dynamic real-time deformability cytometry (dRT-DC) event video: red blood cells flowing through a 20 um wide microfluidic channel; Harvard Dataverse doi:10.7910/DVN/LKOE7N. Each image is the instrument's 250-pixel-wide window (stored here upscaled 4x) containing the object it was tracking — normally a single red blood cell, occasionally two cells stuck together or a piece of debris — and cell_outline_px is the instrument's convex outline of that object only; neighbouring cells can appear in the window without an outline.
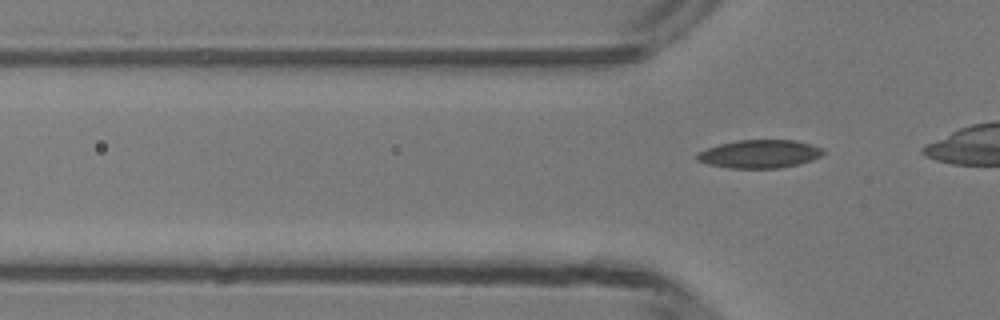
{"species": "common noctule bat (a hibernating species)", "species_latin": "Nyctalus noctula", "temperature_condition": "room temperature", "stored_images_in_passage": 2, "camera_frame_rate_fps": 3000, "um_per_image_px": 0.085, "animal": {"sex": "male", "body_mass_g": 13.3}, "frame": {"image": 1, "passage_image": 2, "time_ms": 2.0, "image_size_px": [1000, 320], "cell_outline_px": [[828, 152], [812, 160], [800, 164], [780, 168], [728, 168], [708, 164], [696, 160], [696, 152], [720, 144], [736, 140], [796, 140], [812, 144], [824, 148]], "centroid_in_image_um": [64.6, 13.08], "position_along_channel_um": 61.2, "area_um2": 21.04}}